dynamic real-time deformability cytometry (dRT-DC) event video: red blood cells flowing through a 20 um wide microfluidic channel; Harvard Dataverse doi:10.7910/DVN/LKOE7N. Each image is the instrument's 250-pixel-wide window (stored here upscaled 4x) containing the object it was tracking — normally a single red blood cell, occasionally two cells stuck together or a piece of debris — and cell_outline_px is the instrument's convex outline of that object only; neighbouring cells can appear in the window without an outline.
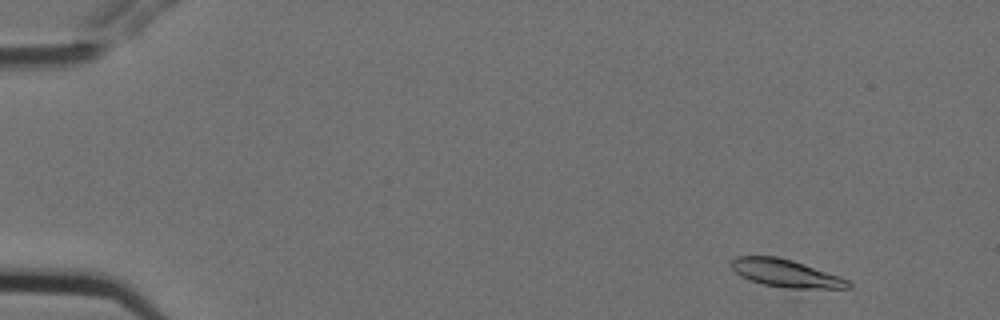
{"species": "Egyptian fruit bat (a non-hibernating species)", "species_latin": "Rousettus aegyptiacus", "temperature_condition": "cold", "stored_images_in_passage": 5, "camera_frame_rate_fps": 3000, "um_per_image_px": 0.085, "animal": {"sex": "female"}, "frame": {"image": 1, "passage_image": 1, "time_ms": 0.0, "image_size_px": [1000, 320], "cell_outline_px": [[852, 288], [788, 288], [764, 284], [740, 276], [732, 268], [732, 260], [736, 256], [776, 256], [792, 260], [840, 276], [848, 280], [852, 284]], "centroid_in_image_um": [66.82, 23.22], "position_along_channel_um": 18.2, "area_um2": 18.61}}
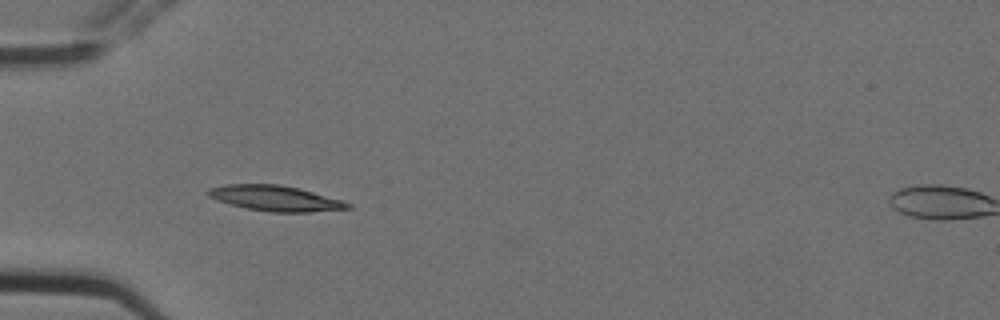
{"frame": {"image": 2, "passage_image": 4, "time_ms": 1.0, "image_size_px": [1000, 320], "cell_outline_px": [[352, 208], [308, 212], [268, 212], [244, 208], [228, 204], [216, 200], [208, 196], [204, 192], [208, 188], [224, 184], [280, 184], [300, 188], [340, 200], [352, 204]], "centroid_in_image_um": [23.32, 16.85], "position_along_channel_um": 61.7, "area_um2": 20.92}}
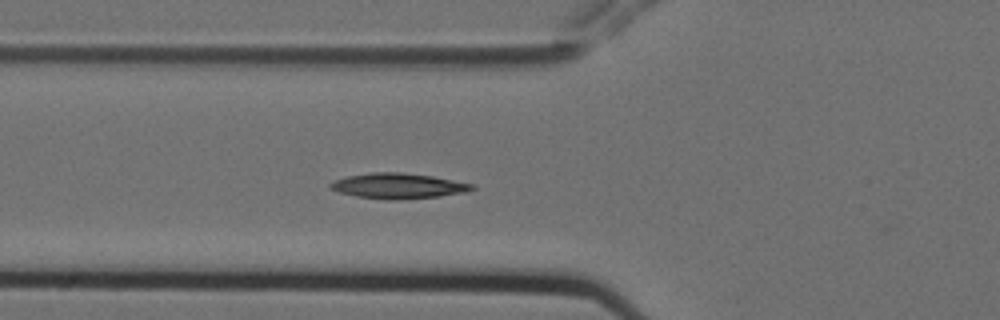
{"frame": {"image": 3, "passage_image": 5, "time_ms": 1.333, "image_size_px": [1000, 320], "cell_outline_px": [[476, 188], [468, 192], [436, 196], [396, 200], [384, 200], [356, 196], [340, 192], [328, 188], [328, 184], [336, 180], [348, 176], [372, 172], [400, 172], [432, 176], [476, 184]], "centroid_in_image_um": [33.87, 15.8], "position_along_channel_um": 91.9, "area_um2": 20.98}}